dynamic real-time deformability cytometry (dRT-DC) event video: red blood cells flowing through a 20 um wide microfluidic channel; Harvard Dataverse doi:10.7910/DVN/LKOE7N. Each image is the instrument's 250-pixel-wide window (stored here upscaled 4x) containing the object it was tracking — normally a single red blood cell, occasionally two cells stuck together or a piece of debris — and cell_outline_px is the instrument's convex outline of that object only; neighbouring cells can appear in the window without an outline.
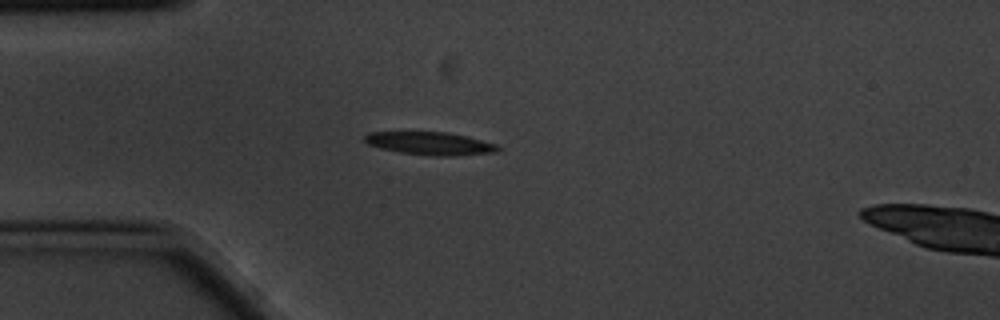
{"species": "common noctule bat (a hibernating species)", "species_latin": "Nyctalus noctula", "temperature_condition": "cold", "stored_images_in_passage": 6, "camera_frame_rate_fps": 3000, "um_per_image_px": 0.085, "animal": {"sex": "male", "body_mass_g": 20.1, "forearm_length_mm": 53.5}, "frame": {"image": 1, "passage_image": 5, "time_ms": 1.333, "image_size_px": [1000, 320], "cell_outline_px": [[500, 152], [452, 156], [432, 156], [400, 152], [380, 148], [368, 144], [364, 140], [364, 136], [368, 132], [448, 132], [468, 136], [496, 144], [500, 148]], "centroid_in_image_um": [36.59, 12.19], "position_along_channel_um": 48.4, "area_um2": 17.92}}